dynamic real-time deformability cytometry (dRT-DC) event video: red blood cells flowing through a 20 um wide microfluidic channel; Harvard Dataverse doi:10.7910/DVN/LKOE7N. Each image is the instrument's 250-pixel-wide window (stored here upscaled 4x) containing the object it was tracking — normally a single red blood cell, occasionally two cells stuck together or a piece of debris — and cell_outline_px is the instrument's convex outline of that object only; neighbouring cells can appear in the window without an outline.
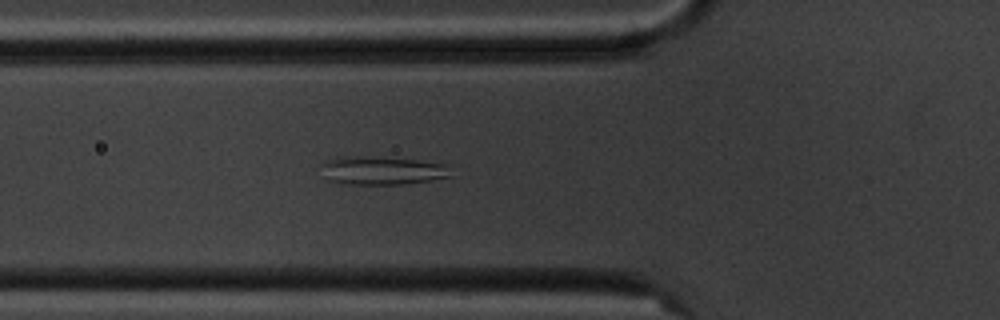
{"species": "common noctule bat (a hibernating species)", "species_latin": "Nyctalus noctula", "temperature_condition": "cold", "stored_images_in_passage": 6, "camera_frame_rate_fps": 3000, "um_per_image_px": 0.085, "animal": {"sex": "male", "body_mass_g": 20.1, "forearm_length_mm": 53.5}, "frame": {"image": 1, "passage_image": 6, "time_ms": 5.667, "image_size_px": [1000, 320], "cell_outline_px": [[452, 176], [432, 180], [404, 184], [340, 184], [328, 180], [324, 164], [324, 160], [340, 156], [360, 156], [416, 160], [452, 164]], "centroid_in_image_um": [32.59, 14.49], "position_along_channel_um": 93.2, "area_um2": 21.5}}